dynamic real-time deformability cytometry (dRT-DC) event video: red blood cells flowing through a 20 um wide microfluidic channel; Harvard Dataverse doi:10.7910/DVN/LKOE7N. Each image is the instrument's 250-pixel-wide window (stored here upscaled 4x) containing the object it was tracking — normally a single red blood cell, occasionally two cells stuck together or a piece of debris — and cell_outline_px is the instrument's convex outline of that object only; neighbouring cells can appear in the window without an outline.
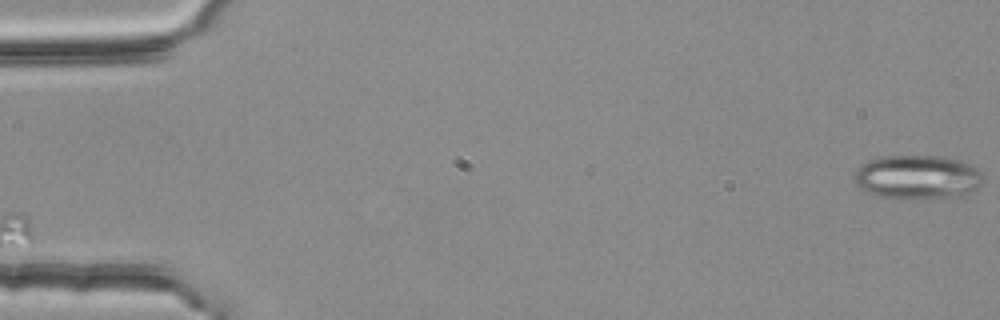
{"species": "common noctule bat (a hibernating species)", "species_latin": "Nyctalus noctula", "temperature_condition": "room temperature", "stored_images_in_passage": 6, "camera_frame_rate_fps": 3000, "um_per_image_px": 0.085, "animal": {"sex": "female", "body_mass_g": 25.1}, "frame": {"image": 1, "passage_image": 1, "time_ms": 0.0, "image_size_px": [1000, 320], "cell_outline_px": [[980, 184], [972, 192], [948, 196], [880, 196], [868, 192], [860, 188], [856, 184], [856, 172], [860, 164], [868, 160], [880, 156], [944, 156], [960, 160], [976, 168], [980, 172]], "centroid_in_image_um": [77.95, 14.99], "position_along_channel_um": 7.1, "area_um2": 31.79}}
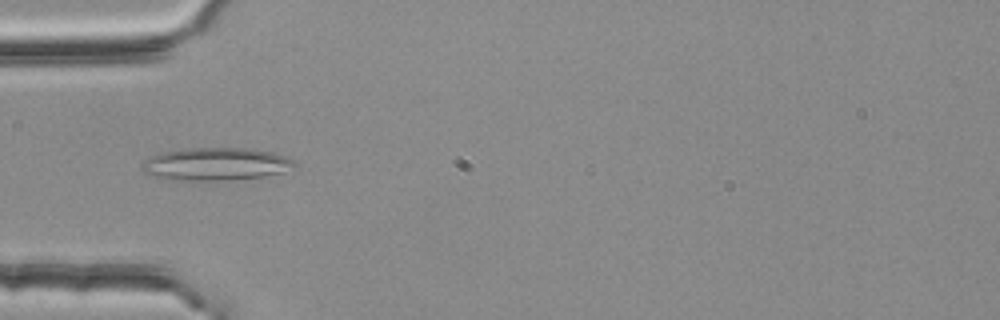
{"frame": {"image": 2, "passage_image": 4, "time_ms": 1.0, "image_size_px": [1000, 320], "cell_outline_px": [[296, 164], [280, 172], [264, 176], [228, 180], [156, 180], [148, 176], [140, 168], [140, 164], [148, 156], [160, 152], [184, 148], [252, 148], [272, 152], [296, 160]], "centroid_in_image_um": [18.19, 13.95], "position_along_channel_um": 66.8, "area_um2": 29.65}}
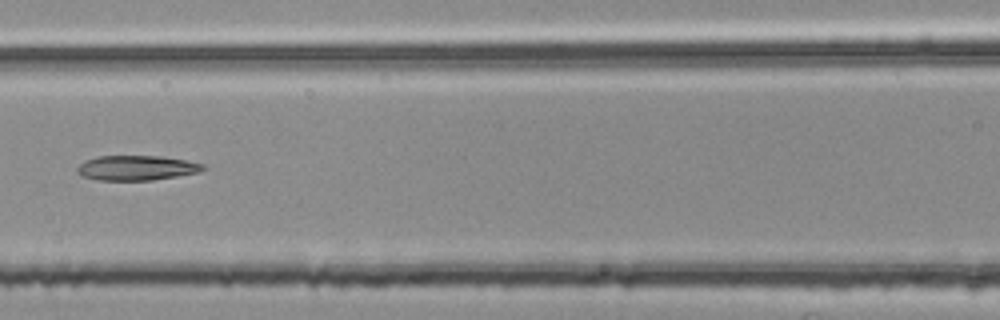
{"frame": {"image": 3, "passage_image": 6, "time_ms": 1.667, "image_size_px": [1000, 320], "cell_outline_px": [[204, 168], [200, 172], [152, 180], [100, 180], [84, 176], [76, 172], [76, 168], [84, 160], [96, 156], [160, 156], [184, 160], [204, 164]], "centroid_in_image_um": [11.57, 14.26], "position_along_channel_um": 155.0, "area_um2": 18.09}}